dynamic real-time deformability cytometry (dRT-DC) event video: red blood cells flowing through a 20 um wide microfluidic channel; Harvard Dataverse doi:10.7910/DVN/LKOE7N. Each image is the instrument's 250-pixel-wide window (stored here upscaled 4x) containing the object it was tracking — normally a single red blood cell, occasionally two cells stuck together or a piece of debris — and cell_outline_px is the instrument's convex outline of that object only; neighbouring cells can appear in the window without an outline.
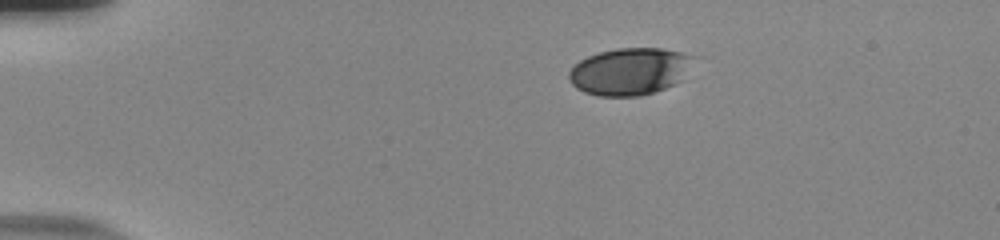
{"species": "human", "species_latin": "Homo sapiens", "temperature_condition": "room temperature", "stored_images_in_passage": 45, "camera_frame_rate_fps": 3000, "um_per_image_px": 0.085, "donor": {"sex": "male"}, "frame": {"image": 1, "passage_image": 1, "time_ms": 0.0, "image_size_px": [1000, 240], "cell_outline_px": [[696, 56], [684, 80], [676, 84], [640, 96], [596, 96], [584, 92], [576, 88], [572, 84], [568, 76], [568, 72], [580, 60], [588, 56], [600, 52], [616, 48], [660, 48], [680, 52]], "centroid_in_image_um": [53.56, 6.07], "position_along_channel_um": 31.4, "area_um2": 34.45}}
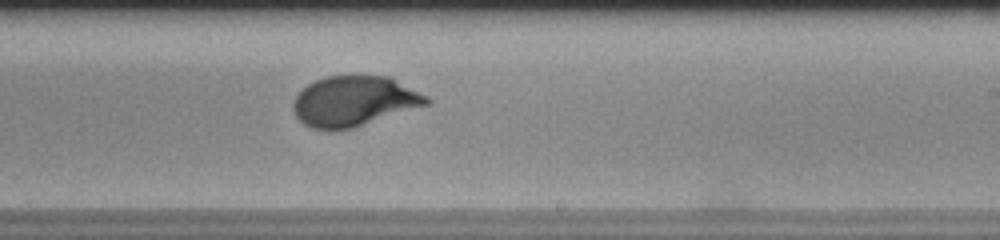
{"frame": {"image": 2, "passage_image": 25, "time_ms": 8.0, "image_size_px": [1000, 240], "cell_outline_px": [[432, 100], [428, 104], [352, 128], [312, 128], [304, 124], [296, 116], [292, 108], [292, 104], [296, 96], [308, 84], [316, 80], [328, 76], [388, 76], [428, 96]], "centroid_in_image_um": [30.1, 8.58], "position_along_channel_um": 258.9, "area_um2": 38.26}}
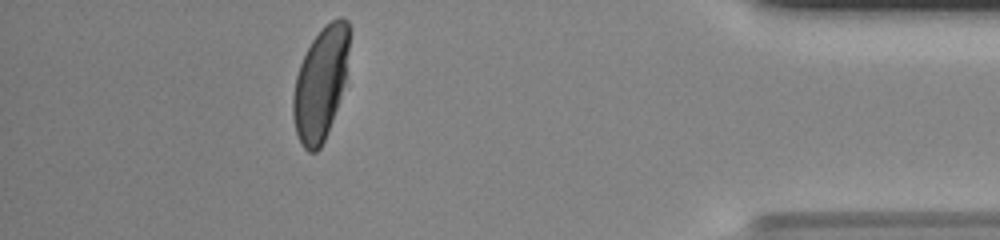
{"frame": {"image": 3, "passage_image": 40, "time_ms": 13.0, "image_size_px": [1000, 240], "cell_outline_px": [[348, 48], [344, 80], [340, 96], [328, 132], [320, 148], [316, 152], [308, 152], [304, 148], [296, 132], [292, 116], [292, 96], [296, 76], [300, 64], [312, 40], [324, 24], [340, 16], [348, 20]], "centroid_in_image_um": [27.22, 7.11], "position_along_channel_um": 408.0, "area_um2": 36.36}, "authors_computed_cell_mechanics": {"area_um2": 38.3792, "velocity_mm_per_s": 3.7756, "shape_relaxation_time_tau1_ms": 3.378, "shape_relaxation_time_tau2_ms": null, "deformation_change_tau1": 0.1594, "deformation_change_tau2": null}}